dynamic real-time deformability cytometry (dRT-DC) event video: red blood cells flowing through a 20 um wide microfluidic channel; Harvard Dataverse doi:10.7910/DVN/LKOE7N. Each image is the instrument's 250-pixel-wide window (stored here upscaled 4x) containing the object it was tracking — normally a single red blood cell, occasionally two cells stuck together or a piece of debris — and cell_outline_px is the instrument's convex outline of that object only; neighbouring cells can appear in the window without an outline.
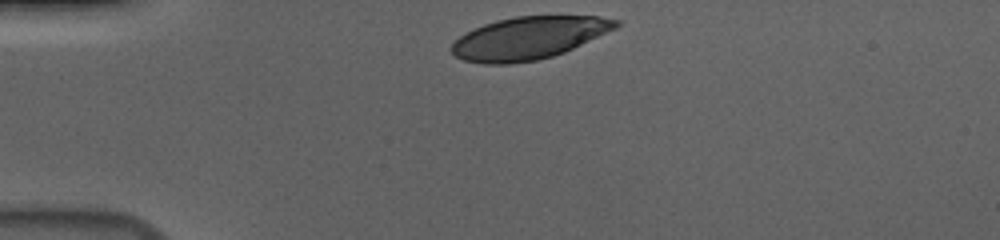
{"species": "human", "species_latin": "Homo sapiens", "temperature_condition": "cold", "stored_images_in_passage": 34, "camera_frame_rate_fps": 3000, "um_per_image_px": 0.085, "donor": {"sex": "male"}, "frame": {"image": 1, "passage_image": 1, "time_ms": 0.0, "image_size_px": [1000, 240], "cell_outline_px": [[620, 24], [616, 28], [564, 52], [552, 56], [536, 60], [508, 64], [484, 64], [464, 60], [456, 56], [448, 48], [460, 36], [484, 24], [496, 20], [516, 16], [600, 16], [620, 20]], "centroid_in_image_um": [44.94, 3.23], "position_along_channel_um": 40.1, "area_um2": 40.46}}
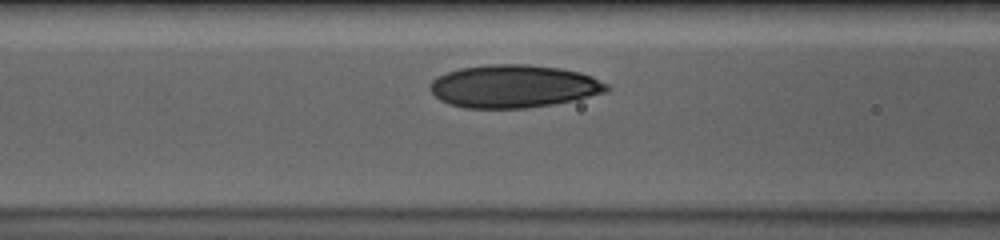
{"frame": {"image": 2, "passage_image": 11, "time_ms": 3.333, "image_size_px": [1000, 240], "cell_outline_px": [[612, 88], [608, 92], [576, 100], [552, 104], [524, 108], [464, 108], [448, 104], [440, 100], [428, 88], [432, 80], [436, 76], [460, 68], [488, 64], [528, 64], [560, 68], [580, 72], [592, 76], [608, 84]], "centroid_in_image_um": [43.68, 7.33], "position_along_channel_um": 122.9, "area_um2": 44.51}}
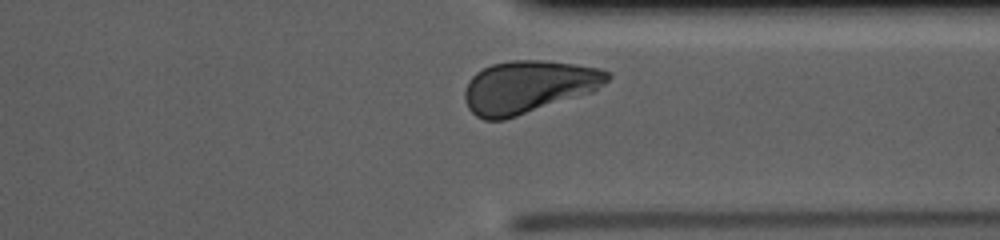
{"frame": {"image": 3, "passage_image": 31, "time_ms": 10.0, "image_size_px": [1000, 240], "cell_outline_px": [[612, 76], [604, 84], [592, 92], [504, 120], [484, 120], [476, 116], [468, 108], [464, 100], [464, 92], [468, 80], [476, 72], [492, 64], [512, 60], [540, 60], [576, 64], [600, 68], [612, 72]], "centroid_in_image_um": [44.9, 7.38], "position_along_channel_um": 366.5, "area_um2": 43.81}, "authors_computed_cell_mechanics": {"area_um2": 43.4078, "velocity_mm_per_s": 3.6506, "shape_relaxation_time_tau1_ms": 2.9738, "shape_relaxation_time_tau2_ms": 1.9439, "deformation_change_tau1": 0.1182, "deformation_change_tau2": 0.0526}}